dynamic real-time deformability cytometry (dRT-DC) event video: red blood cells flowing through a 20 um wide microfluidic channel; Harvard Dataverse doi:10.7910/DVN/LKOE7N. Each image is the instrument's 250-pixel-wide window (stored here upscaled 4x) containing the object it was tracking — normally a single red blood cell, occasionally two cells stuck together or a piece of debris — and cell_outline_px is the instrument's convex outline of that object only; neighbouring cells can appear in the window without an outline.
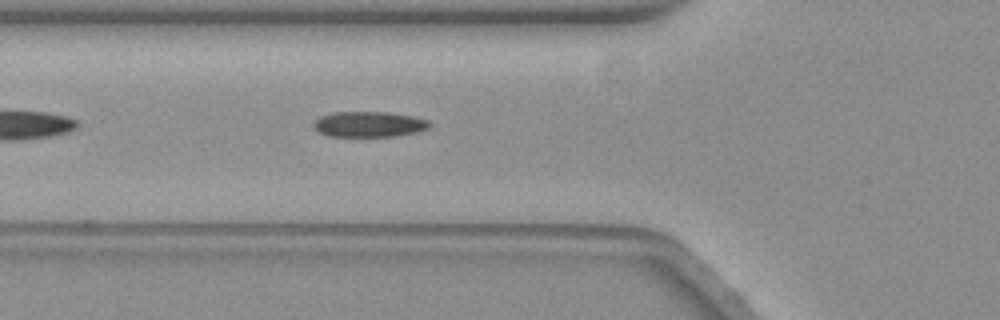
{"species": "common noctule bat (a hibernating species)", "species_latin": "Nyctalus noctula", "temperature_condition": "warm", "stored_images_in_passage": 44, "camera_frame_rate_fps": 3000, "um_per_image_px": 0.085, "animal": {"sex": "female", "body_mass_g": 19.3, "forearm_length_mm": 54.1}, "frame": {"image": 1, "passage_image": 7, "time_ms": 2.0, "image_size_px": [1000, 320], "cell_outline_px": [[432, 124], [428, 128], [416, 132], [396, 136], [328, 136], [320, 132], [312, 124], [320, 116], [332, 112], [388, 112], [412, 116], [428, 120]], "centroid_in_image_um": [31.38, 10.55], "position_along_channel_um": 94.4, "area_um2": 17.17}}
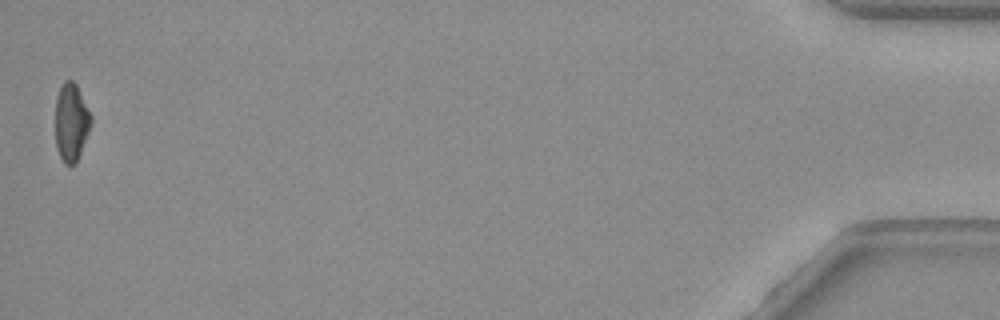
{"frame": {"image": 2, "passage_image": 44, "time_ms": 14.333, "image_size_px": [1000, 320], "cell_outline_px": [[92, 120], [88, 132], [76, 164], [64, 164], [60, 156], [56, 144], [56, 96], [64, 80], [72, 80], [76, 84], [92, 116]], "centroid_in_image_um": [6.05, 10.38], "position_along_channel_um": 429.1, "area_um2": 16.01}, "authors_computed_cell_mechanics": {"area_um2": 17.1377, "velocity_mm_per_s": 3.5357, "shape_relaxation_time_tau1_ms": 3.8519, "shape_relaxation_time_tau2_ms": 2.2763, "deformation_change_tau1": 0.1353, "deformation_change_tau2": 0.0726}}